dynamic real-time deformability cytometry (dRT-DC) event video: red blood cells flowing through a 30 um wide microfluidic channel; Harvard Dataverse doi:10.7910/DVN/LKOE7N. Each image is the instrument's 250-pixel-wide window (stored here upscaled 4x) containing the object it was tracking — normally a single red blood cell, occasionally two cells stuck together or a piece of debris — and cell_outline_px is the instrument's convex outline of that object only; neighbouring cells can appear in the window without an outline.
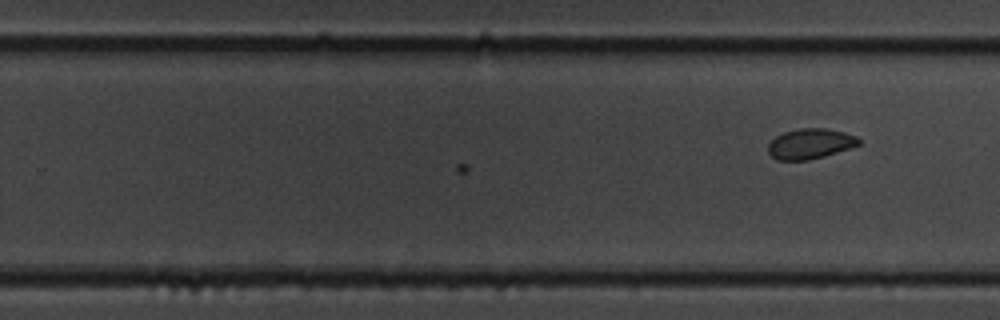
{"species": "common noctule bat (a hibernating species)", "species_latin": "Nyctalus noctula", "temperature_condition": "cold", "stored_images_in_passage": 18, "camera_frame_rate_fps": 3000, "um_per_image_px": 0.085, "animal": {"sex": "male", "body_mass_g": 19.5, "forearm_length_mm": 54.6}, "frame": {"image": 1, "passage_image": 18, "time_ms": 5.667, "image_size_px": [1000, 320], "cell_outline_px": [[860, 144], [824, 156], [808, 160], [776, 160], [768, 152], [768, 144], [776, 136], [784, 132], [800, 128], [824, 128], [844, 132], [856, 136], [860, 140]], "centroid_in_image_um": [68.84, 12.21], "position_along_channel_um": 261.0, "area_um2": 15.84}}